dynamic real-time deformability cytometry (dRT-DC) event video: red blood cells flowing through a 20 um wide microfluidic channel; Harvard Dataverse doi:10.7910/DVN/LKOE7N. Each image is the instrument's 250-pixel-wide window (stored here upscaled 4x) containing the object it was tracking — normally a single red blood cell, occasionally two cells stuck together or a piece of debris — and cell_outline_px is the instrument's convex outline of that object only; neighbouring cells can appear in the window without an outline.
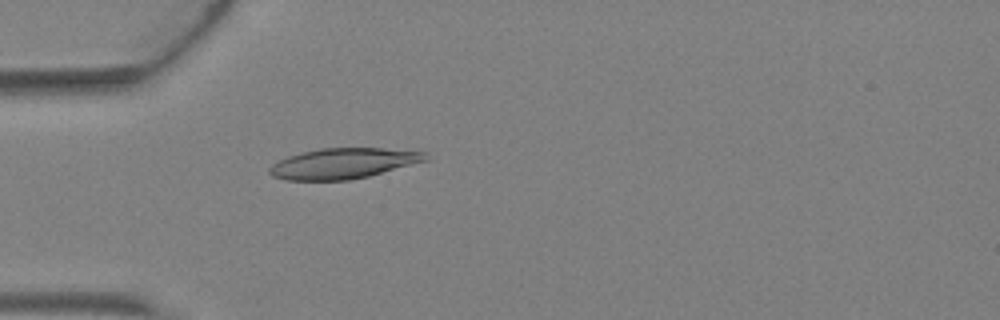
{"species": "Egyptian fruit bat (a non-hibernating species)", "species_latin": "Rousettus aegyptiacus", "temperature_condition": "warm", "stored_images_in_passage": 4, "camera_frame_rate_fps": 3000, "um_per_image_px": 0.085, "animal": {"sex": "female"}, "frame": {"image": 1, "passage_image": 4, "time_ms": 1.0, "image_size_px": [1000, 320], "cell_outline_px": [[432, 160], [368, 176], [348, 180], [288, 180], [272, 176], [268, 172], [268, 168], [272, 164], [288, 156], [320, 148], [384, 148], [428, 152]], "centroid_in_image_um": [29.26, 13.88], "position_along_channel_um": 55.7, "area_um2": 27.98}}